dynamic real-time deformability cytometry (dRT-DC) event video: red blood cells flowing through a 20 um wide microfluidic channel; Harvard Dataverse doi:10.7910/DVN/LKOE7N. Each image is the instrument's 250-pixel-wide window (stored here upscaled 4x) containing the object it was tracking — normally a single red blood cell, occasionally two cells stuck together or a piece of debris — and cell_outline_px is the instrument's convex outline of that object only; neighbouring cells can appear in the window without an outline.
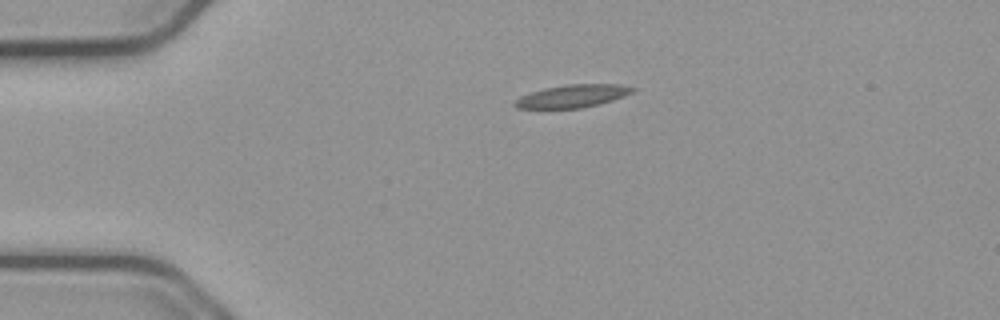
{"species": "common noctule bat (a hibernating species)", "species_latin": "Nyctalus noctula", "temperature_condition": "cold", "stored_images_in_passage": 44, "camera_frame_rate_fps": 3000, "um_per_image_px": 0.085, "animal": {"sex": "male", "body_mass_g": 23.1, "forearm_length_mm": 52.7}, "frame": {"image": 1, "passage_image": 1, "time_ms": 0.0, "image_size_px": [1000, 320], "cell_outline_px": [[636, 88], [632, 92], [624, 96], [612, 100], [580, 108], [516, 108], [512, 104], [520, 96], [544, 88], [564, 84], [620, 84]], "centroid_in_image_um": [48.64, 8.15], "position_along_channel_um": 36.4, "area_um2": 15.49}}
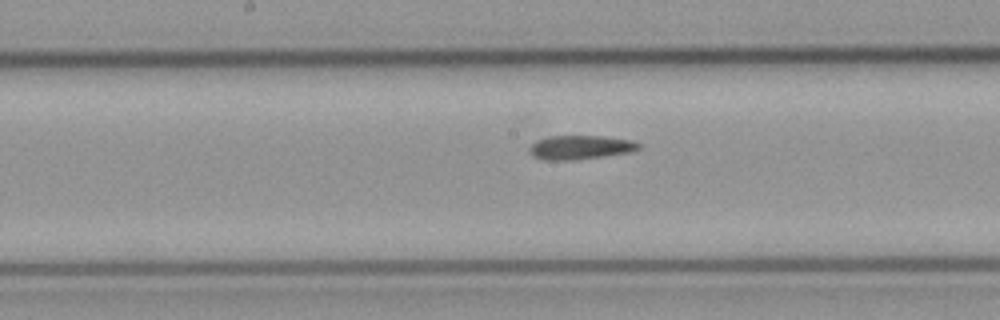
{"frame": {"image": 2, "passage_image": 17, "time_ms": 5.333, "image_size_px": [1000, 320], "cell_outline_px": [[640, 148], [632, 152], [604, 156], [572, 160], [544, 160], [532, 156], [528, 152], [528, 148], [536, 140], [548, 136], [604, 136], [632, 140], [640, 144]], "centroid_in_image_um": [49.3, 12.52], "position_along_channel_um": 198.9, "area_um2": 15.43}}
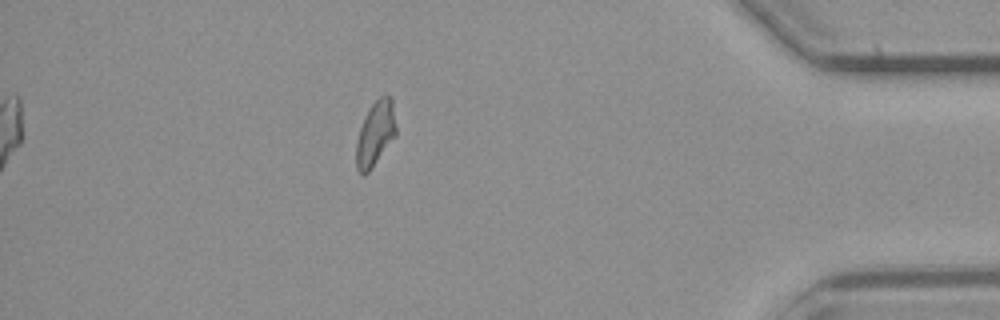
{"frame": {"image": 3, "passage_image": 37, "time_ms": 12.0, "image_size_px": [1000, 320], "cell_outline_px": [[396, 136], [372, 168], [364, 176], [360, 176], [356, 168], [356, 144], [360, 128], [372, 104], [380, 96], [392, 96], [396, 124]], "centroid_in_image_um": [31.92, 11.4], "position_along_channel_um": 403.3, "area_um2": 15.09}, "authors_computed_cell_mechanics": {"area_um2": 15.2881, "velocity_mm_per_s": 3.7502, "shape_relaxation_time_tau1_ms": 5.9516, "shape_relaxation_time_tau2_ms": 3.7602, "deformation_change_tau1": 0.1484, "deformation_change_tau2": 0.0941}}